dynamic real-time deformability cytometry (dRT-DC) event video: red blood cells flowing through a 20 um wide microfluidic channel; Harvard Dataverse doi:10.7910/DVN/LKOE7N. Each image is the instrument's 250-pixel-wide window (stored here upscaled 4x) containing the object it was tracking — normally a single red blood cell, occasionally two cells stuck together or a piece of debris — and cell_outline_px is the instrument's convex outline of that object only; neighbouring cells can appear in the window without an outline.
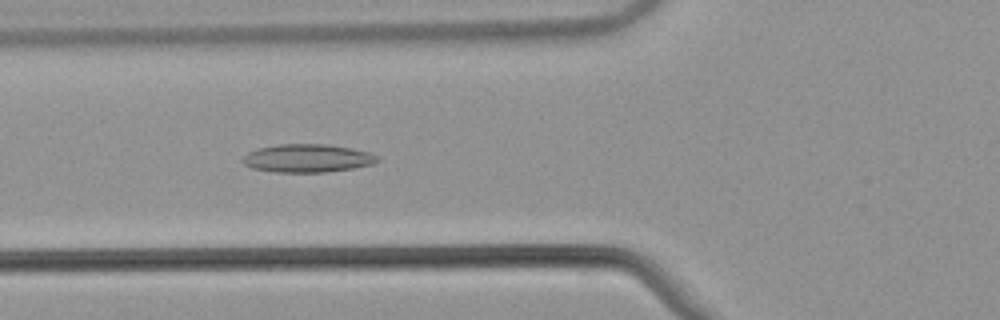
{"species": "common noctule bat (a hibernating species)", "species_latin": "Nyctalus noctula", "temperature_condition": "warm", "stored_images_in_passage": 49, "camera_frame_rate_fps": 3000, "um_per_image_px": 0.085, "animal": {"sex": "male", "body_mass_g": 21.5, "forearm_length_mm": 52.0}, "frame": {"image": 1, "passage_image": 16, "time_ms": 5.0, "image_size_px": [1000, 320], "cell_outline_px": [[380, 160], [372, 164], [352, 168], [324, 172], [276, 172], [252, 168], [244, 164], [240, 160], [248, 152], [260, 148], [280, 144], [328, 144], [352, 148], [368, 152], [380, 156]], "centroid_in_image_um": [26.14, 13.45], "position_along_channel_um": 99.7, "area_um2": 22.08}}
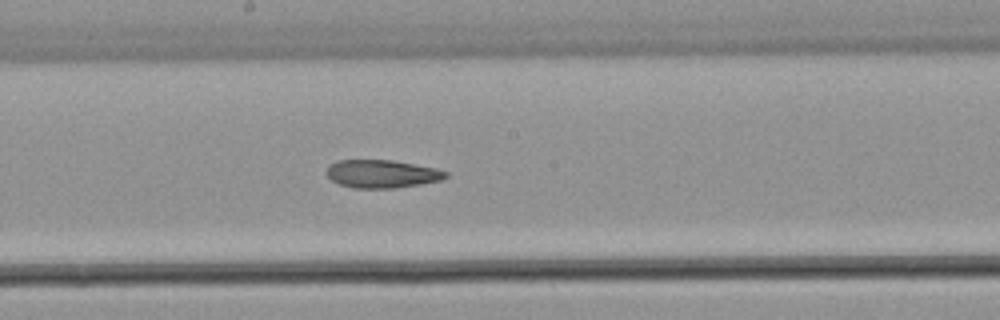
{"frame": {"image": 2, "passage_image": 25, "time_ms": 8.0, "image_size_px": [1000, 320], "cell_outline_px": [[448, 176], [440, 180], [420, 184], [396, 188], [356, 188], [340, 184], [332, 180], [328, 176], [328, 168], [332, 164], [340, 160], [392, 160], [436, 168], [448, 172]], "centroid_in_image_um": [32.51, 14.78], "position_along_channel_um": 215.7, "area_um2": 19.19}}
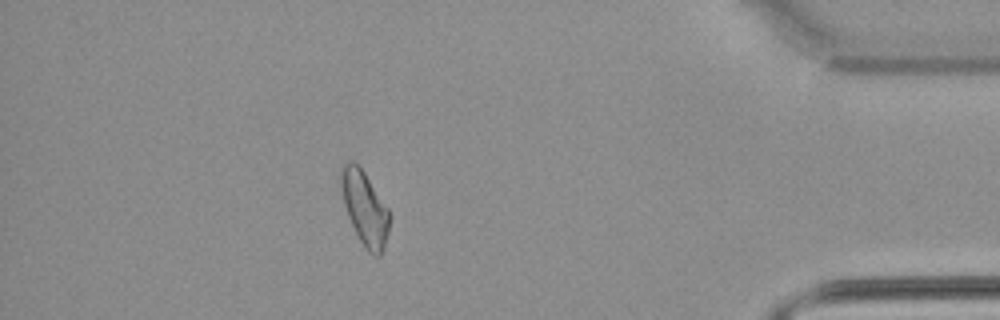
{"frame": {"image": 3, "passage_image": 43, "time_ms": 14.0, "image_size_px": [1000, 320], "cell_outline_px": [[388, 232], [384, 248], [380, 256], [376, 256], [368, 252], [360, 240], [348, 216], [344, 204], [340, 184], [340, 172], [344, 160], [352, 160], [364, 172], [388, 208]], "centroid_in_image_um": [30.97, 17.66], "position_along_channel_um": 404.2, "area_um2": 20.58}, "authors_computed_cell_mechanics": {"area_um2": 20.6346, "velocity_mm_per_s": 3.8719, "shape_relaxation_time_tau1_ms": null, "shape_relaxation_time_tau2_ms": 4.1039, "deformation_change_tau1": null, "deformation_change_tau2": 0.121}}